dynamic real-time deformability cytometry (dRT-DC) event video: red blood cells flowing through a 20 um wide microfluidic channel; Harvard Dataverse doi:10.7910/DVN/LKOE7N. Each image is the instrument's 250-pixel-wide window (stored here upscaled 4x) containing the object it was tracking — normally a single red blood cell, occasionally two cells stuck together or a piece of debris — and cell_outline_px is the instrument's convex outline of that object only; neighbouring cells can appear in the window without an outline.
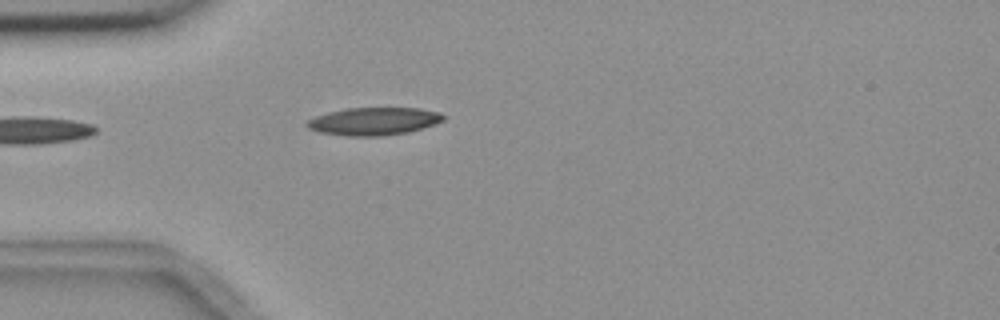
{"species": "common noctule bat (a hibernating species)", "species_latin": "Nyctalus noctula", "temperature_condition": "room temperature", "stored_images_in_passage": 4, "camera_frame_rate_fps": 3000, "um_per_image_px": 0.085, "animal": {"sex": "female", "body_mass_g": 18.4}, "frame": {"image": 1, "passage_image": 4, "time_ms": 4.0, "image_size_px": [1000, 320], "cell_outline_px": [[444, 120], [436, 124], [408, 132], [380, 136], [348, 136], [320, 132], [308, 128], [304, 124], [308, 120], [316, 116], [328, 112], [348, 108], [420, 108], [440, 112], [444, 116]], "centroid_in_image_um": [31.78, 10.3], "position_along_channel_um": 53.2, "area_um2": 22.02}}